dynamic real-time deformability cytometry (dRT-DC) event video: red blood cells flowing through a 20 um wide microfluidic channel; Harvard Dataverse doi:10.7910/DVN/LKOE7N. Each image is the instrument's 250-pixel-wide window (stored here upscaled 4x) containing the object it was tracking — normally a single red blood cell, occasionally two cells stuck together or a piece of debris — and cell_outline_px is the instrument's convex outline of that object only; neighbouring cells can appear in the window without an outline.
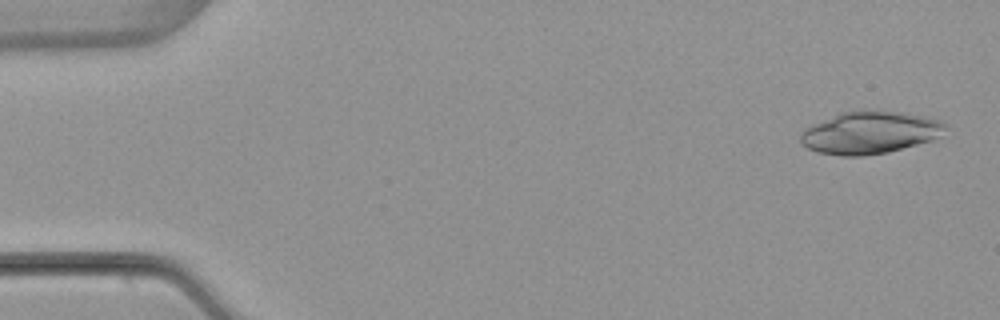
{"species": "common noctule bat (a hibernating species)", "species_latin": "Nyctalus noctula", "temperature_condition": "warm", "stored_images_in_passage": 3, "camera_frame_rate_fps": 3000, "um_per_image_px": 0.085, "animal": {"sex": "female", "body_mass_g": 22.7, "forearm_length_mm": 54.2}, "frame": {"image": 1, "passage_image": 1, "time_ms": 0.0, "image_size_px": [1000, 320], "cell_outline_px": [[948, 124], [932, 140], [888, 152], [864, 156], [844, 156], [816, 152], [808, 148], [800, 140], [800, 136], [804, 128], [812, 124], [840, 112], [900, 112], [928, 116], [940, 120]], "centroid_in_image_um": [73.91, 11.29], "position_along_channel_um": 11.1, "area_um2": 35.2}}